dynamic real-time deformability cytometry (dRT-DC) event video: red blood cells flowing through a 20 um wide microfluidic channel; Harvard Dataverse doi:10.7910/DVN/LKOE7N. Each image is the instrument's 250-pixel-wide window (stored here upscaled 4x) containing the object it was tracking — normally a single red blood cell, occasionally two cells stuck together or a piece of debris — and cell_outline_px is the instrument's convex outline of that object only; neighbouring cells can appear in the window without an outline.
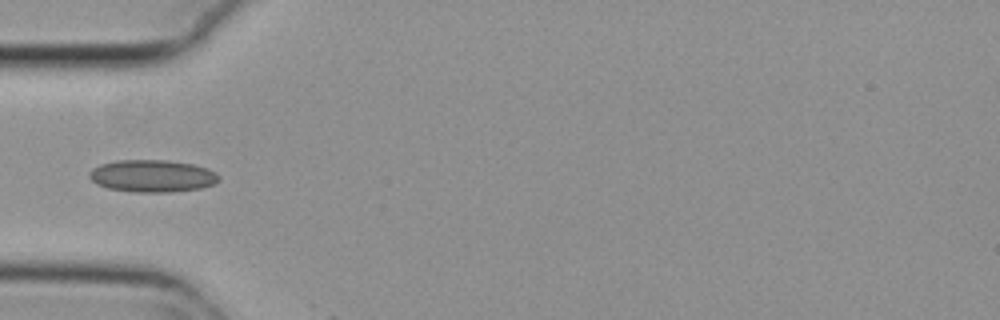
{"species": "common noctule bat (a hibernating species)", "species_latin": "Nyctalus noctula", "temperature_condition": "cold", "stored_images_in_passage": 2, "camera_frame_rate_fps": 3000, "um_per_image_px": 0.085, "animal": {"sex": "female", "body_mass_g": 29.2, "forearm_length_mm": 56.3}, "frame": {"image": 1, "passage_image": 1, "time_ms": 0.0, "image_size_px": [1000, 320], "cell_outline_px": [[220, 180], [216, 184], [200, 188], [172, 192], [136, 192], [108, 188], [96, 184], [88, 176], [88, 172], [92, 168], [100, 164], [116, 160], [168, 160], [192, 164], [208, 168], [216, 172], [220, 176]], "centroid_in_image_um": [12.96, 14.95], "position_along_channel_um": 72.0, "area_um2": 24.62}}